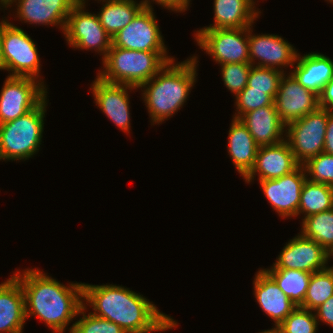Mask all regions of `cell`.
<instances>
[{
	"instance_id": "6da1fadb",
	"label": "cell",
	"mask_w": 333,
	"mask_h": 333,
	"mask_svg": "<svg viewBox=\"0 0 333 333\" xmlns=\"http://www.w3.org/2000/svg\"><path fill=\"white\" fill-rule=\"evenodd\" d=\"M83 300L94 316L119 325L126 333H150L176 328L177 322L129 288L83 283Z\"/></svg>"
},
{
	"instance_id": "3957f363",
	"label": "cell",
	"mask_w": 333,
	"mask_h": 333,
	"mask_svg": "<svg viewBox=\"0 0 333 333\" xmlns=\"http://www.w3.org/2000/svg\"><path fill=\"white\" fill-rule=\"evenodd\" d=\"M174 61L167 62L153 78L139 87L145 88L143 99L153 125L162 123L182 108L196 82L197 56L177 64Z\"/></svg>"
},
{
	"instance_id": "ac0fdd59",
	"label": "cell",
	"mask_w": 333,
	"mask_h": 333,
	"mask_svg": "<svg viewBox=\"0 0 333 333\" xmlns=\"http://www.w3.org/2000/svg\"><path fill=\"white\" fill-rule=\"evenodd\" d=\"M92 84V93L101 111L122 131L129 133L130 111L127 89L136 90L137 88L129 85L108 83L99 77Z\"/></svg>"
},
{
	"instance_id": "9c48e42d",
	"label": "cell",
	"mask_w": 333,
	"mask_h": 333,
	"mask_svg": "<svg viewBox=\"0 0 333 333\" xmlns=\"http://www.w3.org/2000/svg\"><path fill=\"white\" fill-rule=\"evenodd\" d=\"M85 6V1L80 0L72 8L63 33L71 47L99 51L103 60L111 48L112 38L101 25L98 15L85 12Z\"/></svg>"
},
{
	"instance_id": "4316f807",
	"label": "cell",
	"mask_w": 333,
	"mask_h": 333,
	"mask_svg": "<svg viewBox=\"0 0 333 333\" xmlns=\"http://www.w3.org/2000/svg\"><path fill=\"white\" fill-rule=\"evenodd\" d=\"M333 208V187L306 179L301 191L298 215L304 218Z\"/></svg>"
},
{
	"instance_id": "7c38bea8",
	"label": "cell",
	"mask_w": 333,
	"mask_h": 333,
	"mask_svg": "<svg viewBox=\"0 0 333 333\" xmlns=\"http://www.w3.org/2000/svg\"><path fill=\"white\" fill-rule=\"evenodd\" d=\"M303 165L277 179L259 180L264 195L281 217H296L301 191L307 179Z\"/></svg>"
},
{
	"instance_id": "277c9868",
	"label": "cell",
	"mask_w": 333,
	"mask_h": 333,
	"mask_svg": "<svg viewBox=\"0 0 333 333\" xmlns=\"http://www.w3.org/2000/svg\"><path fill=\"white\" fill-rule=\"evenodd\" d=\"M167 51H138L111 46L102 60L105 70L97 77L101 80L139 88L153 78L167 62L174 60Z\"/></svg>"
},
{
	"instance_id": "d4e9b609",
	"label": "cell",
	"mask_w": 333,
	"mask_h": 333,
	"mask_svg": "<svg viewBox=\"0 0 333 333\" xmlns=\"http://www.w3.org/2000/svg\"><path fill=\"white\" fill-rule=\"evenodd\" d=\"M101 1V0H100ZM105 2L98 13L101 25L112 38L118 31L126 27L144 8L134 0H102Z\"/></svg>"
},
{
	"instance_id": "ee69618b",
	"label": "cell",
	"mask_w": 333,
	"mask_h": 333,
	"mask_svg": "<svg viewBox=\"0 0 333 333\" xmlns=\"http://www.w3.org/2000/svg\"><path fill=\"white\" fill-rule=\"evenodd\" d=\"M0 4L5 8V1L4 0H0Z\"/></svg>"
},
{
	"instance_id": "e575fe53",
	"label": "cell",
	"mask_w": 333,
	"mask_h": 333,
	"mask_svg": "<svg viewBox=\"0 0 333 333\" xmlns=\"http://www.w3.org/2000/svg\"><path fill=\"white\" fill-rule=\"evenodd\" d=\"M251 66L252 65L250 63L221 64L224 85L235 96H237L247 86Z\"/></svg>"
},
{
	"instance_id": "4dcf8cb0",
	"label": "cell",
	"mask_w": 333,
	"mask_h": 333,
	"mask_svg": "<svg viewBox=\"0 0 333 333\" xmlns=\"http://www.w3.org/2000/svg\"><path fill=\"white\" fill-rule=\"evenodd\" d=\"M318 325L315 313L297 306L277 328L281 333H316Z\"/></svg>"
},
{
	"instance_id": "2e32d148",
	"label": "cell",
	"mask_w": 333,
	"mask_h": 333,
	"mask_svg": "<svg viewBox=\"0 0 333 333\" xmlns=\"http://www.w3.org/2000/svg\"><path fill=\"white\" fill-rule=\"evenodd\" d=\"M80 0H7L5 8L17 4V17L29 24L60 25L63 32L68 15Z\"/></svg>"
},
{
	"instance_id": "cb8c5ba5",
	"label": "cell",
	"mask_w": 333,
	"mask_h": 333,
	"mask_svg": "<svg viewBox=\"0 0 333 333\" xmlns=\"http://www.w3.org/2000/svg\"><path fill=\"white\" fill-rule=\"evenodd\" d=\"M228 136V153L236 170L244 178L253 168L259 146L240 119H232Z\"/></svg>"
},
{
	"instance_id": "5b68a950",
	"label": "cell",
	"mask_w": 333,
	"mask_h": 333,
	"mask_svg": "<svg viewBox=\"0 0 333 333\" xmlns=\"http://www.w3.org/2000/svg\"><path fill=\"white\" fill-rule=\"evenodd\" d=\"M46 102L45 97L26 114L0 124L1 160H26L39 151L43 136Z\"/></svg>"
},
{
	"instance_id": "4fadbf2b",
	"label": "cell",
	"mask_w": 333,
	"mask_h": 333,
	"mask_svg": "<svg viewBox=\"0 0 333 333\" xmlns=\"http://www.w3.org/2000/svg\"><path fill=\"white\" fill-rule=\"evenodd\" d=\"M274 103L285 125L320 107L318 94L303 87L290 73L281 77Z\"/></svg>"
},
{
	"instance_id": "44dd1931",
	"label": "cell",
	"mask_w": 333,
	"mask_h": 333,
	"mask_svg": "<svg viewBox=\"0 0 333 333\" xmlns=\"http://www.w3.org/2000/svg\"><path fill=\"white\" fill-rule=\"evenodd\" d=\"M239 119L248 128L259 147L274 145L284 140L282 135L286 131V125L280 120L275 103L249 111Z\"/></svg>"
},
{
	"instance_id": "8d00e7d4",
	"label": "cell",
	"mask_w": 333,
	"mask_h": 333,
	"mask_svg": "<svg viewBox=\"0 0 333 333\" xmlns=\"http://www.w3.org/2000/svg\"><path fill=\"white\" fill-rule=\"evenodd\" d=\"M153 2H157L159 5L166 7L168 10L184 12L188 6L182 0H152ZM140 4L144 8H152L150 4V0H143Z\"/></svg>"
},
{
	"instance_id": "f35d334b",
	"label": "cell",
	"mask_w": 333,
	"mask_h": 333,
	"mask_svg": "<svg viewBox=\"0 0 333 333\" xmlns=\"http://www.w3.org/2000/svg\"><path fill=\"white\" fill-rule=\"evenodd\" d=\"M323 152L333 155V111L328 110V121L326 125V134Z\"/></svg>"
},
{
	"instance_id": "ba28073f",
	"label": "cell",
	"mask_w": 333,
	"mask_h": 333,
	"mask_svg": "<svg viewBox=\"0 0 333 333\" xmlns=\"http://www.w3.org/2000/svg\"><path fill=\"white\" fill-rule=\"evenodd\" d=\"M196 32L195 39L197 44L216 63L220 65L227 63H250L248 27L200 29Z\"/></svg>"
},
{
	"instance_id": "8fae6325",
	"label": "cell",
	"mask_w": 333,
	"mask_h": 333,
	"mask_svg": "<svg viewBox=\"0 0 333 333\" xmlns=\"http://www.w3.org/2000/svg\"><path fill=\"white\" fill-rule=\"evenodd\" d=\"M153 8H143L112 37V45L138 51H166Z\"/></svg>"
},
{
	"instance_id": "1f68e13d",
	"label": "cell",
	"mask_w": 333,
	"mask_h": 333,
	"mask_svg": "<svg viewBox=\"0 0 333 333\" xmlns=\"http://www.w3.org/2000/svg\"><path fill=\"white\" fill-rule=\"evenodd\" d=\"M80 309L78 314H83L80 320L73 323L70 333H126L119 325L106 319L94 316L91 312L86 315V305Z\"/></svg>"
},
{
	"instance_id": "60d3db41",
	"label": "cell",
	"mask_w": 333,
	"mask_h": 333,
	"mask_svg": "<svg viewBox=\"0 0 333 333\" xmlns=\"http://www.w3.org/2000/svg\"><path fill=\"white\" fill-rule=\"evenodd\" d=\"M0 70H5L4 61L2 58V52H1V43H0Z\"/></svg>"
},
{
	"instance_id": "603a6c76",
	"label": "cell",
	"mask_w": 333,
	"mask_h": 333,
	"mask_svg": "<svg viewBox=\"0 0 333 333\" xmlns=\"http://www.w3.org/2000/svg\"><path fill=\"white\" fill-rule=\"evenodd\" d=\"M259 13L254 0H214V24L202 29L247 28Z\"/></svg>"
},
{
	"instance_id": "484cf974",
	"label": "cell",
	"mask_w": 333,
	"mask_h": 333,
	"mask_svg": "<svg viewBox=\"0 0 333 333\" xmlns=\"http://www.w3.org/2000/svg\"><path fill=\"white\" fill-rule=\"evenodd\" d=\"M280 290L296 305L303 304L308 289L310 272L296 269H264Z\"/></svg>"
},
{
	"instance_id": "d590c367",
	"label": "cell",
	"mask_w": 333,
	"mask_h": 333,
	"mask_svg": "<svg viewBox=\"0 0 333 333\" xmlns=\"http://www.w3.org/2000/svg\"><path fill=\"white\" fill-rule=\"evenodd\" d=\"M317 322L319 319L333 327V296L314 310Z\"/></svg>"
},
{
	"instance_id": "8992f818",
	"label": "cell",
	"mask_w": 333,
	"mask_h": 333,
	"mask_svg": "<svg viewBox=\"0 0 333 333\" xmlns=\"http://www.w3.org/2000/svg\"><path fill=\"white\" fill-rule=\"evenodd\" d=\"M0 43L5 70L10 71L9 76L39 78L40 59L37 47L24 30L7 19L2 20Z\"/></svg>"
},
{
	"instance_id": "e0dca14e",
	"label": "cell",
	"mask_w": 333,
	"mask_h": 333,
	"mask_svg": "<svg viewBox=\"0 0 333 333\" xmlns=\"http://www.w3.org/2000/svg\"><path fill=\"white\" fill-rule=\"evenodd\" d=\"M299 165L285 139L274 145L260 146L255 164L244 179L247 183L252 182L257 173L259 180L277 179L291 173Z\"/></svg>"
},
{
	"instance_id": "f546056e",
	"label": "cell",
	"mask_w": 333,
	"mask_h": 333,
	"mask_svg": "<svg viewBox=\"0 0 333 333\" xmlns=\"http://www.w3.org/2000/svg\"><path fill=\"white\" fill-rule=\"evenodd\" d=\"M283 75L282 68L274 69L252 65L246 87H251V90H269V95L275 100Z\"/></svg>"
},
{
	"instance_id": "30bf717a",
	"label": "cell",
	"mask_w": 333,
	"mask_h": 333,
	"mask_svg": "<svg viewBox=\"0 0 333 333\" xmlns=\"http://www.w3.org/2000/svg\"><path fill=\"white\" fill-rule=\"evenodd\" d=\"M42 83L31 77L8 76L0 93V124L26 114L47 97Z\"/></svg>"
},
{
	"instance_id": "d6a6232c",
	"label": "cell",
	"mask_w": 333,
	"mask_h": 333,
	"mask_svg": "<svg viewBox=\"0 0 333 333\" xmlns=\"http://www.w3.org/2000/svg\"><path fill=\"white\" fill-rule=\"evenodd\" d=\"M308 180L333 187V155L320 153L302 164ZM311 178V179H310Z\"/></svg>"
},
{
	"instance_id": "836d02e7",
	"label": "cell",
	"mask_w": 333,
	"mask_h": 333,
	"mask_svg": "<svg viewBox=\"0 0 333 333\" xmlns=\"http://www.w3.org/2000/svg\"><path fill=\"white\" fill-rule=\"evenodd\" d=\"M235 97L238 113H235L234 118L237 119L249 111L274 104V99L269 95V90H251V87H245Z\"/></svg>"
},
{
	"instance_id": "7a4b0ae2",
	"label": "cell",
	"mask_w": 333,
	"mask_h": 333,
	"mask_svg": "<svg viewBox=\"0 0 333 333\" xmlns=\"http://www.w3.org/2000/svg\"><path fill=\"white\" fill-rule=\"evenodd\" d=\"M13 276L20 282L24 292L26 319L35 315L53 333H64L84 306L83 283L65 286L39 269H26L22 273L18 271Z\"/></svg>"
},
{
	"instance_id": "74e56055",
	"label": "cell",
	"mask_w": 333,
	"mask_h": 333,
	"mask_svg": "<svg viewBox=\"0 0 333 333\" xmlns=\"http://www.w3.org/2000/svg\"><path fill=\"white\" fill-rule=\"evenodd\" d=\"M319 96V106L333 111V78L322 89Z\"/></svg>"
},
{
	"instance_id": "7bdbcfd3",
	"label": "cell",
	"mask_w": 333,
	"mask_h": 333,
	"mask_svg": "<svg viewBox=\"0 0 333 333\" xmlns=\"http://www.w3.org/2000/svg\"><path fill=\"white\" fill-rule=\"evenodd\" d=\"M187 6H189L190 0H182Z\"/></svg>"
},
{
	"instance_id": "f1b7e54d",
	"label": "cell",
	"mask_w": 333,
	"mask_h": 333,
	"mask_svg": "<svg viewBox=\"0 0 333 333\" xmlns=\"http://www.w3.org/2000/svg\"><path fill=\"white\" fill-rule=\"evenodd\" d=\"M331 296H333V268L327 267L311 274L306 296L300 307L314 311Z\"/></svg>"
},
{
	"instance_id": "ab89813d",
	"label": "cell",
	"mask_w": 333,
	"mask_h": 333,
	"mask_svg": "<svg viewBox=\"0 0 333 333\" xmlns=\"http://www.w3.org/2000/svg\"><path fill=\"white\" fill-rule=\"evenodd\" d=\"M259 333H281L280 330L277 327H274L270 330H265L263 332H259Z\"/></svg>"
},
{
	"instance_id": "b9f144b4",
	"label": "cell",
	"mask_w": 333,
	"mask_h": 333,
	"mask_svg": "<svg viewBox=\"0 0 333 333\" xmlns=\"http://www.w3.org/2000/svg\"><path fill=\"white\" fill-rule=\"evenodd\" d=\"M328 260L330 259V256H333V245L328 249ZM333 268V267H331Z\"/></svg>"
},
{
	"instance_id": "83f0119b",
	"label": "cell",
	"mask_w": 333,
	"mask_h": 333,
	"mask_svg": "<svg viewBox=\"0 0 333 333\" xmlns=\"http://www.w3.org/2000/svg\"><path fill=\"white\" fill-rule=\"evenodd\" d=\"M301 234L315 240L327 251L333 245V208L303 218Z\"/></svg>"
},
{
	"instance_id": "5bb4252c",
	"label": "cell",
	"mask_w": 333,
	"mask_h": 333,
	"mask_svg": "<svg viewBox=\"0 0 333 333\" xmlns=\"http://www.w3.org/2000/svg\"><path fill=\"white\" fill-rule=\"evenodd\" d=\"M327 261L328 252L323 246L298 234L284 246L270 269H296L313 273L326 269Z\"/></svg>"
},
{
	"instance_id": "d6986e66",
	"label": "cell",
	"mask_w": 333,
	"mask_h": 333,
	"mask_svg": "<svg viewBox=\"0 0 333 333\" xmlns=\"http://www.w3.org/2000/svg\"><path fill=\"white\" fill-rule=\"evenodd\" d=\"M254 295L262 310L278 327L297 307L279 288L274 279L264 270H259L254 278Z\"/></svg>"
},
{
	"instance_id": "9a60e30c",
	"label": "cell",
	"mask_w": 333,
	"mask_h": 333,
	"mask_svg": "<svg viewBox=\"0 0 333 333\" xmlns=\"http://www.w3.org/2000/svg\"><path fill=\"white\" fill-rule=\"evenodd\" d=\"M252 26L248 27V44L250 64L260 61L256 66L278 69L279 67L294 66L297 51L288 41L273 34L252 35Z\"/></svg>"
},
{
	"instance_id": "52a82bcc",
	"label": "cell",
	"mask_w": 333,
	"mask_h": 333,
	"mask_svg": "<svg viewBox=\"0 0 333 333\" xmlns=\"http://www.w3.org/2000/svg\"><path fill=\"white\" fill-rule=\"evenodd\" d=\"M327 121L328 109L319 107L286 125V141L300 165L323 153Z\"/></svg>"
},
{
	"instance_id": "ffe728a7",
	"label": "cell",
	"mask_w": 333,
	"mask_h": 333,
	"mask_svg": "<svg viewBox=\"0 0 333 333\" xmlns=\"http://www.w3.org/2000/svg\"><path fill=\"white\" fill-rule=\"evenodd\" d=\"M25 320L24 292L11 276L0 284V333H22Z\"/></svg>"
},
{
	"instance_id": "7402d4cb",
	"label": "cell",
	"mask_w": 333,
	"mask_h": 333,
	"mask_svg": "<svg viewBox=\"0 0 333 333\" xmlns=\"http://www.w3.org/2000/svg\"><path fill=\"white\" fill-rule=\"evenodd\" d=\"M296 68L290 74L303 87L320 94L326 83L333 78V61L319 53L299 55Z\"/></svg>"
}]
</instances>
